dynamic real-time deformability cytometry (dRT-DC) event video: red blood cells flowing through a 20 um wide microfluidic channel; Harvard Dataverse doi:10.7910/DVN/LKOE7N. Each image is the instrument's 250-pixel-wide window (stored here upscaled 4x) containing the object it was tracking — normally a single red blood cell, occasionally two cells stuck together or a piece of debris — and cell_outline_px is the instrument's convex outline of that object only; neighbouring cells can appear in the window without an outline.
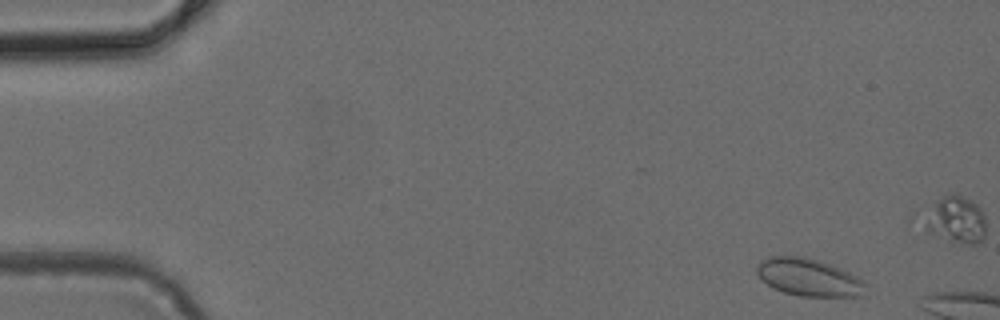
{"species": "common noctule bat (a hibernating species)", "species_latin": "Nyctalus noctula", "temperature_condition": "cold", "stored_images_in_passage": 9, "camera_frame_rate_fps": 3000, "um_per_image_px": 0.085, "animal": {"sex": "female", "body_mass_g": 24.6, "forearm_length_mm": 56.2}, "frame": {"image": 1, "passage_image": 2, "time_ms": 0.333, "image_size_px": [1000, 320], "cell_outline_px": [[868, 284], [864, 296], [800, 296], [784, 292], [768, 284], [756, 272], [756, 264], [760, 260], [772, 256], [804, 256], [832, 264], [856, 276]], "centroid_in_image_um": [68.78, 23.56], "position_along_channel_um": 16.2, "area_um2": 23.81}}